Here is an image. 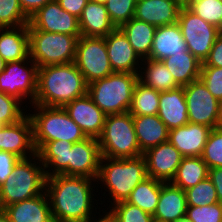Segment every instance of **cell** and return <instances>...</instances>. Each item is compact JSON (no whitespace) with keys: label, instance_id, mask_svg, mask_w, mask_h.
I'll list each match as a JSON object with an SVG mask.
<instances>
[{"label":"cell","instance_id":"obj_32","mask_svg":"<svg viewBox=\"0 0 222 222\" xmlns=\"http://www.w3.org/2000/svg\"><path fill=\"white\" fill-rule=\"evenodd\" d=\"M208 170L201 156L183 157L171 183L185 191L206 179Z\"/></svg>","mask_w":222,"mask_h":222},{"label":"cell","instance_id":"obj_20","mask_svg":"<svg viewBox=\"0 0 222 222\" xmlns=\"http://www.w3.org/2000/svg\"><path fill=\"white\" fill-rule=\"evenodd\" d=\"M182 6L175 0H137L134 18L155 27L175 24Z\"/></svg>","mask_w":222,"mask_h":222},{"label":"cell","instance_id":"obj_46","mask_svg":"<svg viewBox=\"0 0 222 222\" xmlns=\"http://www.w3.org/2000/svg\"><path fill=\"white\" fill-rule=\"evenodd\" d=\"M60 7L78 19L82 15L83 8L90 0H56Z\"/></svg>","mask_w":222,"mask_h":222},{"label":"cell","instance_id":"obj_17","mask_svg":"<svg viewBox=\"0 0 222 222\" xmlns=\"http://www.w3.org/2000/svg\"><path fill=\"white\" fill-rule=\"evenodd\" d=\"M143 155L147 175L163 182H171L184 157L169 141L148 149Z\"/></svg>","mask_w":222,"mask_h":222},{"label":"cell","instance_id":"obj_22","mask_svg":"<svg viewBox=\"0 0 222 222\" xmlns=\"http://www.w3.org/2000/svg\"><path fill=\"white\" fill-rule=\"evenodd\" d=\"M187 202L185 191L171 182L161 185L156 212L153 219L156 222H176L186 217Z\"/></svg>","mask_w":222,"mask_h":222},{"label":"cell","instance_id":"obj_40","mask_svg":"<svg viewBox=\"0 0 222 222\" xmlns=\"http://www.w3.org/2000/svg\"><path fill=\"white\" fill-rule=\"evenodd\" d=\"M201 158L209 169L222 167V129L211 130Z\"/></svg>","mask_w":222,"mask_h":222},{"label":"cell","instance_id":"obj_48","mask_svg":"<svg viewBox=\"0 0 222 222\" xmlns=\"http://www.w3.org/2000/svg\"><path fill=\"white\" fill-rule=\"evenodd\" d=\"M208 178L215 186L218 201L222 203V167L209 169Z\"/></svg>","mask_w":222,"mask_h":222},{"label":"cell","instance_id":"obj_18","mask_svg":"<svg viewBox=\"0 0 222 222\" xmlns=\"http://www.w3.org/2000/svg\"><path fill=\"white\" fill-rule=\"evenodd\" d=\"M63 108L86 137L98 139L101 136L106 114L95 105L88 94L71 101Z\"/></svg>","mask_w":222,"mask_h":222},{"label":"cell","instance_id":"obj_49","mask_svg":"<svg viewBox=\"0 0 222 222\" xmlns=\"http://www.w3.org/2000/svg\"><path fill=\"white\" fill-rule=\"evenodd\" d=\"M99 210V216L100 217H98V219L96 218V219H94V220H92V221H89V222H114L108 215H107V213L106 212H102V214L103 215H101L100 213H101V211H100V209L101 208H98ZM105 213V214H104Z\"/></svg>","mask_w":222,"mask_h":222},{"label":"cell","instance_id":"obj_44","mask_svg":"<svg viewBox=\"0 0 222 222\" xmlns=\"http://www.w3.org/2000/svg\"><path fill=\"white\" fill-rule=\"evenodd\" d=\"M20 159L11 152L0 150V186L5 182L9 174L13 173L14 166Z\"/></svg>","mask_w":222,"mask_h":222},{"label":"cell","instance_id":"obj_15","mask_svg":"<svg viewBox=\"0 0 222 222\" xmlns=\"http://www.w3.org/2000/svg\"><path fill=\"white\" fill-rule=\"evenodd\" d=\"M100 159L98 139L87 137L83 141L73 143L68 155V176L97 179Z\"/></svg>","mask_w":222,"mask_h":222},{"label":"cell","instance_id":"obj_6","mask_svg":"<svg viewBox=\"0 0 222 222\" xmlns=\"http://www.w3.org/2000/svg\"><path fill=\"white\" fill-rule=\"evenodd\" d=\"M138 74L113 72L88 84L87 94L106 115L128 112Z\"/></svg>","mask_w":222,"mask_h":222},{"label":"cell","instance_id":"obj_16","mask_svg":"<svg viewBox=\"0 0 222 222\" xmlns=\"http://www.w3.org/2000/svg\"><path fill=\"white\" fill-rule=\"evenodd\" d=\"M105 44L113 72L139 74L142 59L119 27L105 36Z\"/></svg>","mask_w":222,"mask_h":222},{"label":"cell","instance_id":"obj_13","mask_svg":"<svg viewBox=\"0 0 222 222\" xmlns=\"http://www.w3.org/2000/svg\"><path fill=\"white\" fill-rule=\"evenodd\" d=\"M28 28L36 30L81 36L79 19L52 0L29 17Z\"/></svg>","mask_w":222,"mask_h":222},{"label":"cell","instance_id":"obj_28","mask_svg":"<svg viewBox=\"0 0 222 222\" xmlns=\"http://www.w3.org/2000/svg\"><path fill=\"white\" fill-rule=\"evenodd\" d=\"M72 145L66 140H55L46 142L36 152L44 166L46 177L58 174L68 176V155Z\"/></svg>","mask_w":222,"mask_h":222},{"label":"cell","instance_id":"obj_21","mask_svg":"<svg viewBox=\"0 0 222 222\" xmlns=\"http://www.w3.org/2000/svg\"><path fill=\"white\" fill-rule=\"evenodd\" d=\"M168 130L184 126L189 122L184 87L179 86L160 92L157 114Z\"/></svg>","mask_w":222,"mask_h":222},{"label":"cell","instance_id":"obj_24","mask_svg":"<svg viewBox=\"0 0 222 222\" xmlns=\"http://www.w3.org/2000/svg\"><path fill=\"white\" fill-rule=\"evenodd\" d=\"M186 51L187 45L178 23L156 27L149 59L161 61Z\"/></svg>","mask_w":222,"mask_h":222},{"label":"cell","instance_id":"obj_37","mask_svg":"<svg viewBox=\"0 0 222 222\" xmlns=\"http://www.w3.org/2000/svg\"><path fill=\"white\" fill-rule=\"evenodd\" d=\"M187 206H205L219 202L215 186L207 177L185 190Z\"/></svg>","mask_w":222,"mask_h":222},{"label":"cell","instance_id":"obj_51","mask_svg":"<svg viewBox=\"0 0 222 222\" xmlns=\"http://www.w3.org/2000/svg\"><path fill=\"white\" fill-rule=\"evenodd\" d=\"M0 222H11L8 215L3 209H0Z\"/></svg>","mask_w":222,"mask_h":222},{"label":"cell","instance_id":"obj_11","mask_svg":"<svg viewBox=\"0 0 222 222\" xmlns=\"http://www.w3.org/2000/svg\"><path fill=\"white\" fill-rule=\"evenodd\" d=\"M74 63L87 84L112 74L105 37L81 36L77 41Z\"/></svg>","mask_w":222,"mask_h":222},{"label":"cell","instance_id":"obj_14","mask_svg":"<svg viewBox=\"0 0 222 222\" xmlns=\"http://www.w3.org/2000/svg\"><path fill=\"white\" fill-rule=\"evenodd\" d=\"M0 150L11 152L21 159L36 154L33 124L28 114L18 122L0 128Z\"/></svg>","mask_w":222,"mask_h":222},{"label":"cell","instance_id":"obj_39","mask_svg":"<svg viewBox=\"0 0 222 222\" xmlns=\"http://www.w3.org/2000/svg\"><path fill=\"white\" fill-rule=\"evenodd\" d=\"M22 105L24 104L15 97L0 92V123L10 125L23 119L28 112Z\"/></svg>","mask_w":222,"mask_h":222},{"label":"cell","instance_id":"obj_41","mask_svg":"<svg viewBox=\"0 0 222 222\" xmlns=\"http://www.w3.org/2000/svg\"><path fill=\"white\" fill-rule=\"evenodd\" d=\"M137 0H107L105 7L116 28L128 22L135 15Z\"/></svg>","mask_w":222,"mask_h":222},{"label":"cell","instance_id":"obj_33","mask_svg":"<svg viewBox=\"0 0 222 222\" xmlns=\"http://www.w3.org/2000/svg\"><path fill=\"white\" fill-rule=\"evenodd\" d=\"M163 183V181L148 176L132 190L126 202L154 215Z\"/></svg>","mask_w":222,"mask_h":222},{"label":"cell","instance_id":"obj_42","mask_svg":"<svg viewBox=\"0 0 222 222\" xmlns=\"http://www.w3.org/2000/svg\"><path fill=\"white\" fill-rule=\"evenodd\" d=\"M186 217L191 222H222V203L187 206Z\"/></svg>","mask_w":222,"mask_h":222},{"label":"cell","instance_id":"obj_55","mask_svg":"<svg viewBox=\"0 0 222 222\" xmlns=\"http://www.w3.org/2000/svg\"><path fill=\"white\" fill-rule=\"evenodd\" d=\"M90 1L97 2L100 4H105L107 0H90Z\"/></svg>","mask_w":222,"mask_h":222},{"label":"cell","instance_id":"obj_1","mask_svg":"<svg viewBox=\"0 0 222 222\" xmlns=\"http://www.w3.org/2000/svg\"><path fill=\"white\" fill-rule=\"evenodd\" d=\"M92 185H96V179L85 176L58 174L47 177L45 191L53 221L89 222L96 219L98 215L95 216L97 207L94 202L97 200L94 196L98 195L94 192L96 186Z\"/></svg>","mask_w":222,"mask_h":222},{"label":"cell","instance_id":"obj_47","mask_svg":"<svg viewBox=\"0 0 222 222\" xmlns=\"http://www.w3.org/2000/svg\"><path fill=\"white\" fill-rule=\"evenodd\" d=\"M52 0H19L22 11L30 17L33 15L38 9L42 8L48 2Z\"/></svg>","mask_w":222,"mask_h":222},{"label":"cell","instance_id":"obj_25","mask_svg":"<svg viewBox=\"0 0 222 222\" xmlns=\"http://www.w3.org/2000/svg\"><path fill=\"white\" fill-rule=\"evenodd\" d=\"M0 56L6 63L30 57L28 25L0 28Z\"/></svg>","mask_w":222,"mask_h":222},{"label":"cell","instance_id":"obj_2","mask_svg":"<svg viewBox=\"0 0 222 222\" xmlns=\"http://www.w3.org/2000/svg\"><path fill=\"white\" fill-rule=\"evenodd\" d=\"M88 84L74 62L38 68L37 93L32 105L64 107L87 94Z\"/></svg>","mask_w":222,"mask_h":222},{"label":"cell","instance_id":"obj_52","mask_svg":"<svg viewBox=\"0 0 222 222\" xmlns=\"http://www.w3.org/2000/svg\"><path fill=\"white\" fill-rule=\"evenodd\" d=\"M181 6H187L191 0H175Z\"/></svg>","mask_w":222,"mask_h":222},{"label":"cell","instance_id":"obj_29","mask_svg":"<svg viewBox=\"0 0 222 222\" xmlns=\"http://www.w3.org/2000/svg\"><path fill=\"white\" fill-rule=\"evenodd\" d=\"M161 61L180 86L200 79L202 63L190 51L168 56Z\"/></svg>","mask_w":222,"mask_h":222},{"label":"cell","instance_id":"obj_35","mask_svg":"<svg viewBox=\"0 0 222 222\" xmlns=\"http://www.w3.org/2000/svg\"><path fill=\"white\" fill-rule=\"evenodd\" d=\"M109 208V210H108ZM101 211L107 213V215L114 222H153V215L143 211L137 206L131 205L126 201H120L112 206Z\"/></svg>","mask_w":222,"mask_h":222},{"label":"cell","instance_id":"obj_7","mask_svg":"<svg viewBox=\"0 0 222 222\" xmlns=\"http://www.w3.org/2000/svg\"><path fill=\"white\" fill-rule=\"evenodd\" d=\"M98 141L101 156L123 159L143 154L135 133L133 116L129 112L106 115Z\"/></svg>","mask_w":222,"mask_h":222},{"label":"cell","instance_id":"obj_19","mask_svg":"<svg viewBox=\"0 0 222 222\" xmlns=\"http://www.w3.org/2000/svg\"><path fill=\"white\" fill-rule=\"evenodd\" d=\"M212 128L187 123L169 130L168 141L184 156H201Z\"/></svg>","mask_w":222,"mask_h":222},{"label":"cell","instance_id":"obj_36","mask_svg":"<svg viewBox=\"0 0 222 222\" xmlns=\"http://www.w3.org/2000/svg\"><path fill=\"white\" fill-rule=\"evenodd\" d=\"M187 7L222 31V0H191Z\"/></svg>","mask_w":222,"mask_h":222},{"label":"cell","instance_id":"obj_12","mask_svg":"<svg viewBox=\"0 0 222 222\" xmlns=\"http://www.w3.org/2000/svg\"><path fill=\"white\" fill-rule=\"evenodd\" d=\"M183 87L189 123L216 128L219 101L208 91L201 79Z\"/></svg>","mask_w":222,"mask_h":222},{"label":"cell","instance_id":"obj_5","mask_svg":"<svg viewBox=\"0 0 222 222\" xmlns=\"http://www.w3.org/2000/svg\"><path fill=\"white\" fill-rule=\"evenodd\" d=\"M31 107L34 110L32 113L29 112L28 115L33 124V143L36 152L46 142L66 140L76 143L87 138L64 108L42 105H31Z\"/></svg>","mask_w":222,"mask_h":222},{"label":"cell","instance_id":"obj_54","mask_svg":"<svg viewBox=\"0 0 222 222\" xmlns=\"http://www.w3.org/2000/svg\"><path fill=\"white\" fill-rule=\"evenodd\" d=\"M176 222H191L187 217L181 218L180 220Z\"/></svg>","mask_w":222,"mask_h":222},{"label":"cell","instance_id":"obj_45","mask_svg":"<svg viewBox=\"0 0 222 222\" xmlns=\"http://www.w3.org/2000/svg\"><path fill=\"white\" fill-rule=\"evenodd\" d=\"M202 66L222 67V32L217 36L209 56Z\"/></svg>","mask_w":222,"mask_h":222},{"label":"cell","instance_id":"obj_8","mask_svg":"<svg viewBox=\"0 0 222 222\" xmlns=\"http://www.w3.org/2000/svg\"><path fill=\"white\" fill-rule=\"evenodd\" d=\"M30 58L38 68L75 61L76 45L81 36L51 33L28 28Z\"/></svg>","mask_w":222,"mask_h":222},{"label":"cell","instance_id":"obj_30","mask_svg":"<svg viewBox=\"0 0 222 222\" xmlns=\"http://www.w3.org/2000/svg\"><path fill=\"white\" fill-rule=\"evenodd\" d=\"M128 38L134 51L143 59L150 57L156 27L136 18L119 27Z\"/></svg>","mask_w":222,"mask_h":222},{"label":"cell","instance_id":"obj_50","mask_svg":"<svg viewBox=\"0 0 222 222\" xmlns=\"http://www.w3.org/2000/svg\"><path fill=\"white\" fill-rule=\"evenodd\" d=\"M216 128L217 129H222V100L219 101L218 119H217V123H216Z\"/></svg>","mask_w":222,"mask_h":222},{"label":"cell","instance_id":"obj_26","mask_svg":"<svg viewBox=\"0 0 222 222\" xmlns=\"http://www.w3.org/2000/svg\"><path fill=\"white\" fill-rule=\"evenodd\" d=\"M133 122L142 153L168 141L169 130L158 115L133 116Z\"/></svg>","mask_w":222,"mask_h":222},{"label":"cell","instance_id":"obj_10","mask_svg":"<svg viewBox=\"0 0 222 222\" xmlns=\"http://www.w3.org/2000/svg\"><path fill=\"white\" fill-rule=\"evenodd\" d=\"M177 23L186 42L187 50L201 63H204L217 36L222 31L207 23L187 6H182L180 9Z\"/></svg>","mask_w":222,"mask_h":222},{"label":"cell","instance_id":"obj_43","mask_svg":"<svg viewBox=\"0 0 222 222\" xmlns=\"http://www.w3.org/2000/svg\"><path fill=\"white\" fill-rule=\"evenodd\" d=\"M201 81L218 101L222 100V67L202 66Z\"/></svg>","mask_w":222,"mask_h":222},{"label":"cell","instance_id":"obj_27","mask_svg":"<svg viewBox=\"0 0 222 222\" xmlns=\"http://www.w3.org/2000/svg\"><path fill=\"white\" fill-rule=\"evenodd\" d=\"M105 4L89 1L79 18L81 36L105 37L115 29Z\"/></svg>","mask_w":222,"mask_h":222},{"label":"cell","instance_id":"obj_9","mask_svg":"<svg viewBox=\"0 0 222 222\" xmlns=\"http://www.w3.org/2000/svg\"><path fill=\"white\" fill-rule=\"evenodd\" d=\"M37 79L38 66L30 57L7 62L4 71L0 73V92L15 97L23 104L28 99V104L32 105L37 93Z\"/></svg>","mask_w":222,"mask_h":222},{"label":"cell","instance_id":"obj_53","mask_svg":"<svg viewBox=\"0 0 222 222\" xmlns=\"http://www.w3.org/2000/svg\"><path fill=\"white\" fill-rule=\"evenodd\" d=\"M5 61L3 60V58L0 56V73L4 71L5 68Z\"/></svg>","mask_w":222,"mask_h":222},{"label":"cell","instance_id":"obj_38","mask_svg":"<svg viewBox=\"0 0 222 222\" xmlns=\"http://www.w3.org/2000/svg\"><path fill=\"white\" fill-rule=\"evenodd\" d=\"M29 17L22 11L19 0H0V28L28 25Z\"/></svg>","mask_w":222,"mask_h":222},{"label":"cell","instance_id":"obj_34","mask_svg":"<svg viewBox=\"0 0 222 222\" xmlns=\"http://www.w3.org/2000/svg\"><path fill=\"white\" fill-rule=\"evenodd\" d=\"M160 92L138 81L135 85L129 113L132 116L157 115Z\"/></svg>","mask_w":222,"mask_h":222},{"label":"cell","instance_id":"obj_3","mask_svg":"<svg viewBox=\"0 0 222 222\" xmlns=\"http://www.w3.org/2000/svg\"><path fill=\"white\" fill-rule=\"evenodd\" d=\"M147 177L146 160L143 154L123 159L101 156L96 184H101V189L104 186L105 192L102 196L108 192L111 198L106 199H109L107 202H111L112 206L117 202L126 201L132 190Z\"/></svg>","mask_w":222,"mask_h":222},{"label":"cell","instance_id":"obj_31","mask_svg":"<svg viewBox=\"0 0 222 222\" xmlns=\"http://www.w3.org/2000/svg\"><path fill=\"white\" fill-rule=\"evenodd\" d=\"M138 75L140 82L158 92L169 91L180 86L162 61L143 59Z\"/></svg>","mask_w":222,"mask_h":222},{"label":"cell","instance_id":"obj_23","mask_svg":"<svg viewBox=\"0 0 222 222\" xmlns=\"http://www.w3.org/2000/svg\"><path fill=\"white\" fill-rule=\"evenodd\" d=\"M11 222H54L46 191L3 209Z\"/></svg>","mask_w":222,"mask_h":222},{"label":"cell","instance_id":"obj_4","mask_svg":"<svg viewBox=\"0 0 222 222\" xmlns=\"http://www.w3.org/2000/svg\"><path fill=\"white\" fill-rule=\"evenodd\" d=\"M46 174L39 156L20 159L0 186V209L45 192Z\"/></svg>","mask_w":222,"mask_h":222}]
</instances>
